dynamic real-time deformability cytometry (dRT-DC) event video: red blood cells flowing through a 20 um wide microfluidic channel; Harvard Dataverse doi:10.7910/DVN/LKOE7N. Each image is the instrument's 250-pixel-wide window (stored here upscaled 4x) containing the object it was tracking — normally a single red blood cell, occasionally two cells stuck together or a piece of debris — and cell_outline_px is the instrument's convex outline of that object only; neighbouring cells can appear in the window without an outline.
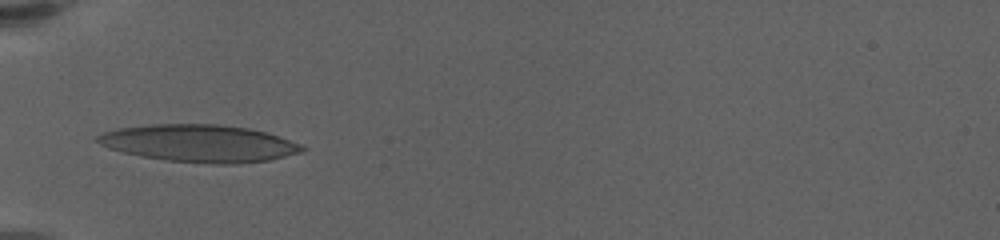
{"species": "human", "species_latin": "Homo sapiens", "temperature_condition": "warm", "stored_images_in_passage": 34, "camera_frame_rate_fps": 3000, "um_per_image_px": 0.085, "donor": {"sex": "female"}, "frame": {"image": 1, "passage_image": 1, "time_ms": 0.0, "image_size_px": [1000, 240], "cell_outline_px": [[308, 148], [304, 152], [268, 160], [240, 164], [208, 164], [164, 160], [124, 152], [108, 148], [100, 144], [96, 140], [96, 136], [104, 132], [120, 128], [152, 124], [216, 124], [248, 128], [264, 132], [300, 144]], "centroid_in_image_um": [16.96, 12.19], "position_along_channel_um": 68.0, "area_um2": 44.33}}
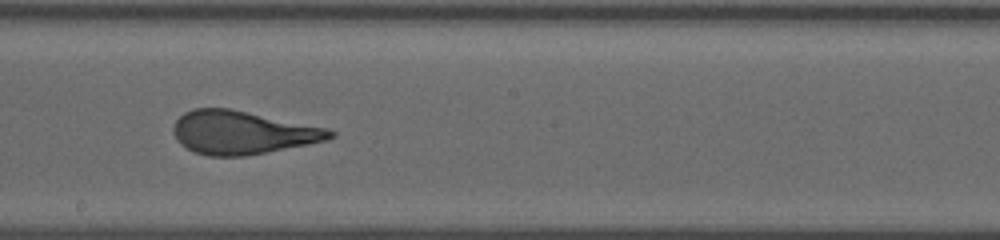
{"frame": {"image": 2, "passage_image": 15, "time_ms": 4.667, "image_size_px": [1000, 240], "cell_outline_px": [[336, 136], [328, 140], [308, 144], [244, 156], [208, 156], [192, 152], [180, 144], [172, 128], [176, 120], [184, 112], [192, 108], [228, 108], [328, 128], [336, 132]], "centroid_in_image_um": [20.59, 11.27], "position_along_channel_um": 227.6, "area_um2": 39.42}}
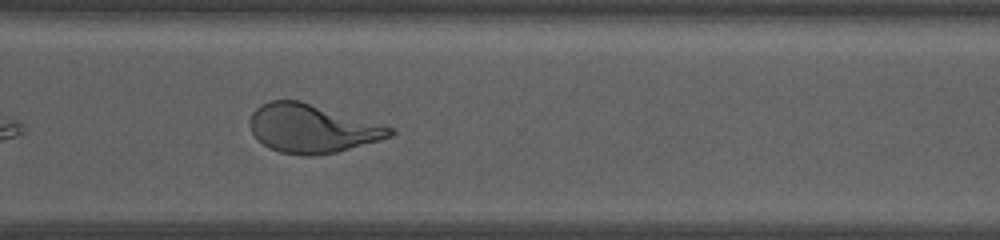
{"frame": {"image": 3, "passage_image": 25, "time_ms": 8.0, "image_size_px": [1000, 240], "cell_outline_px": [[396, 132], [392, 136], [380, 140], [336, 152], [312, 156], [304, 156], [280, 152], [264, 144], [252, 132], [252, 112], [260, 104], [272, 100], [300, 100], [396, 128]], "centroid_in_image_um": [26.58, 10.91], "position_along_channel_um": 344.0, "area_um2": 39.36}, "authors_computed_cell_mechanics": {"area_um2": 39.7375, "velocity_mm_per_s": 3.499, "shape_relaxation_time_tau1_ms": 6.8383, "shape_relaxation_time_tau2_ms": 0.8793, "deformation_change_tau1": 0.2708, "deformation_change_tau2": 0.1021}}